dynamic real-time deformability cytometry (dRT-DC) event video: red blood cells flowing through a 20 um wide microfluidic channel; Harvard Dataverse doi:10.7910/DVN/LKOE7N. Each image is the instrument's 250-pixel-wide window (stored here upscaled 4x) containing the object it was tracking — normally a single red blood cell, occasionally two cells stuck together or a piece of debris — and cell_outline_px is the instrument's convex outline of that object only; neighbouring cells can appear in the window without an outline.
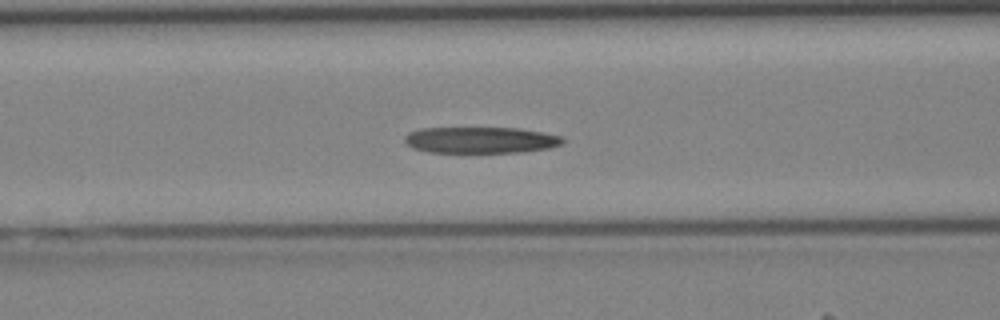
{"species": "Egyptian fruit bat (a non-hibernating species)", "species_latin": "Rousettus aegyptiacus", "temperature_condition": "cold", "stored_images_in_passage": 35, "camera_frame_rate_fps": 3000, "um_per_image_px": 0.085, "animal": {"sex": "female"}, "frame": {"image": 1, "passage_image": 10, "time_ms": 3.0, "image_size_px": [1000, 320], "cell_outline_px": [[564, 144], [552, 148], [520, 152], [428, 152], [412, 148], [404, 140], [404, 136], [408, 132], [420, 128], [516, 128], [544, 132], [564, 136]], "centroid_in_image_um": [40.89, 11.9], "position_along_channel_um": 125.7, "area_um2": 24.45}}
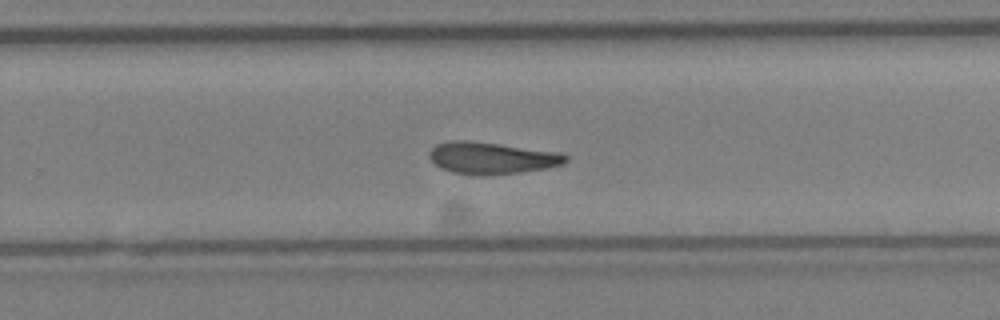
{"frame": {"image": 2, "passage_image": 20, "time_ms": 6.333, "image_size_px": [1000, 320], "cell_outline_px": [[568, 160], [564, 164], [548, 168], [520, 172], [452, 172], [436, 164], [428, 156], [428, 152], [436, 144], [448, 140], [468, 140], [500, 144], [560, 152], [568, 156]], "centroid_in_image_um": [41.84, 13.37], "position_along_channel_um": 288.0, "area_um2": 24.45}}
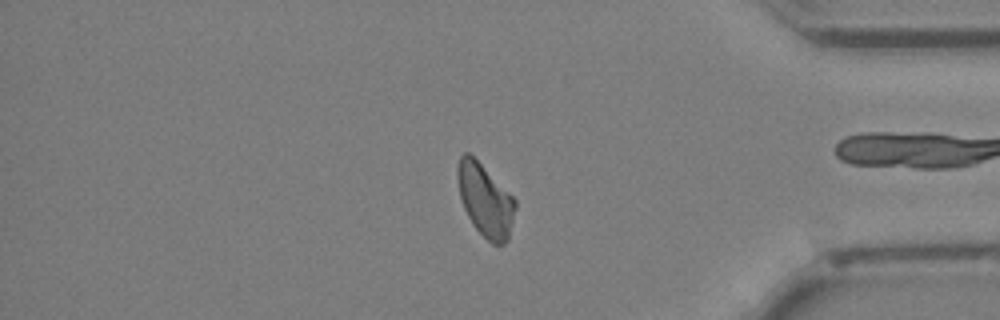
{"frame": {"image": 3, "passage_image": 28, "time_ms": 9.0, "image_size_px": [1000, 320], "cell_outline_px": [[516, 208], [508, 240], [504, 244], [492, 244], [472, 224], [464, 208], [460, 196], [456, 176], [456, 168], [460, 156], [464, 152], [468, 152], [516, 200]], "centroid_in_image_um": [41.23, 17.03], "position_along_channel_um": 394.0, "area_um2": 24.04}}